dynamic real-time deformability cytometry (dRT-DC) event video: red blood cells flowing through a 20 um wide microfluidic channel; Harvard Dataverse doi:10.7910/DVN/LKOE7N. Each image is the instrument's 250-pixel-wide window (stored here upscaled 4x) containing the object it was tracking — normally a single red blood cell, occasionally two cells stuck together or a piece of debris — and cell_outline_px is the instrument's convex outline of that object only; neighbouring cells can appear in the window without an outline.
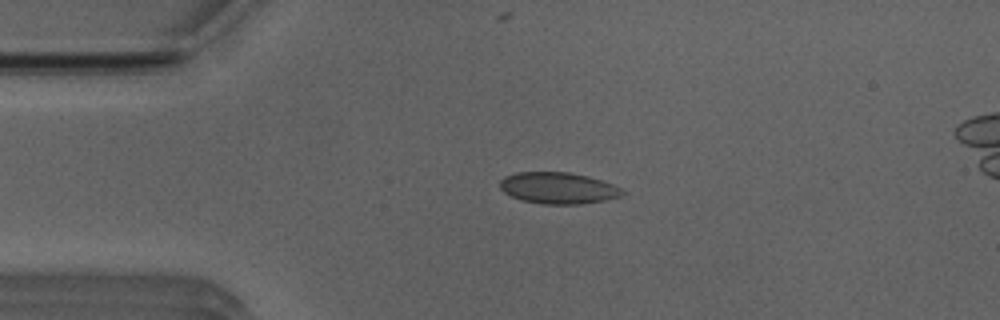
{"species": "Egyptian fruit bat (a non-hibernating species)", "species_latin": "Rousettus aegyptiacus", "temperature_condition": "room temperature", "stored_images_in_passage": 42, "segment_of_instrument_passage": [1, 2], "camera_frame_rate_fps": 3000, "um_per_image_px": 0.085, "animal": {"sex": "male"}, "frame": {"image": 1, "passage_image": 1, "time_ms": 0.0, "image_size_px": [1000, 320], "cell_outline_px": [[628, 192], [620, 196], [604, 200], [580, 204], [544, 204], [524, 200], [512, 196], [504, 192], [500, 188], [500, 180], [504, 176], [516, 172], [568, 172], [588, 176], [612, 184]], "centroid_in_image_um": [47.44, 15.97], "position_along_channel_um": 37.6, "area_um2": 22.31}}
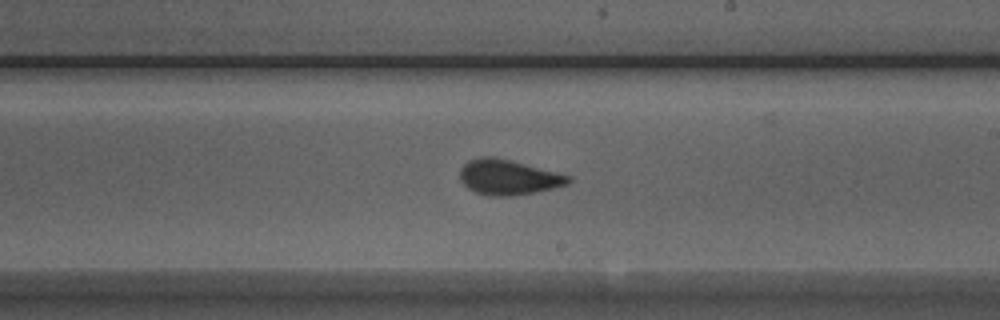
{"frame": {"image": 2, "passage_image": 19, "time_ms": 6.0, "image_size_px": [1000, 320], "cell_outline_px": [[572, 180], [568, 184], [552, 188], [512, 196], [488, 196], [476, 192], [468, 188], [460, 180], [460, 168], [468, 160], [480, 156], [492, 156], [572, 176]], "centroid_in_image_um": [43.17, 15.06], "position_along_channel_um": 245.8, "area_um2": 22.02}}
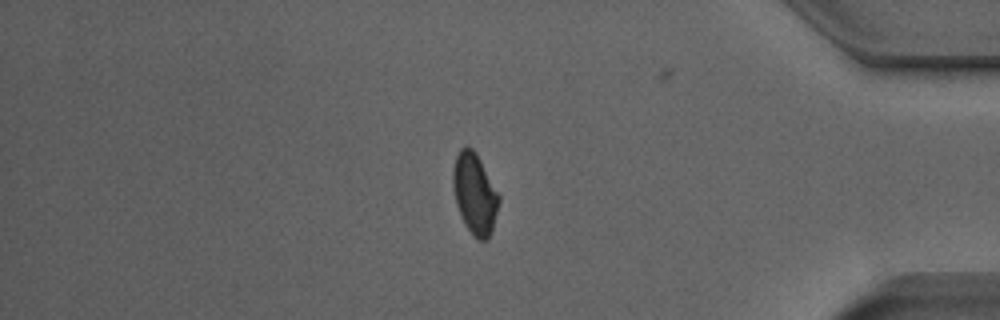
{"frame": {"image": 3, "passage_image": 33, "time_ms": 10.667, "image_size_px": [1000, 320], "cell_outline_px": [[500, 200], [492, 228], [488, 240], [476, 240], [472, 236], [456, 204], [452, 184], [452, 172], [456, 156], [460, 148], [464, 144], [468, 144], [476, 152], [500, 196]], "centroid_in_image_um": [40.34, 16.42], "position_along_channel_um": 394.9, "area_um2": 21.62}}